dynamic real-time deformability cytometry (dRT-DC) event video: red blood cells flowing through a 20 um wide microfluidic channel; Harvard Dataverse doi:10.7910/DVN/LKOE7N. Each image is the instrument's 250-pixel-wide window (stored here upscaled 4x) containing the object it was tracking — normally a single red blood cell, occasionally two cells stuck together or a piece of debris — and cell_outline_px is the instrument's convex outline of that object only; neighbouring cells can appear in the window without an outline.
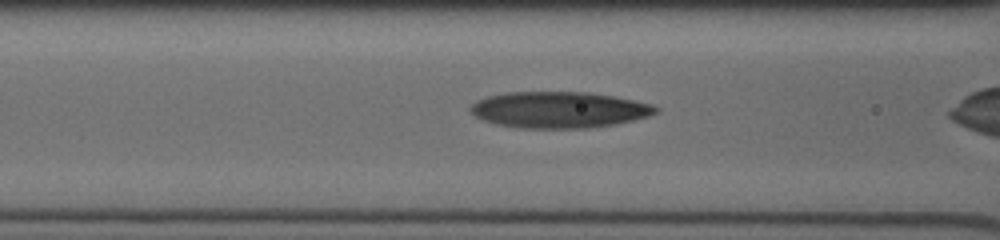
{"species": "human", "species_latin": "Homo sapiens", "temperature_condition": "cold", "stored_images_in_passage": 46, "camera_frame_rate_fps": 3000, "um_per_image_px": 0.085, "donor": {"sex": "male"}, "frame": {"image": 1, "passage_image": 28, "time_ms": 5.333, "image_size_px": [1000, 240], "cell_outline_px": [[660, 108], [656, 112], [648, 116], [616, 124], [588, 128], [520, 128], [496, 124], [484, 120], [476, 116], [468, 108], [476, 100], [488, 96], [508, 92], [588, 92], [612, 96], [652, 104]], "centroid_in_image_um": [47.5, 9.33], "position_along_channel_um": 119.1, "area_um2": 39.02}}
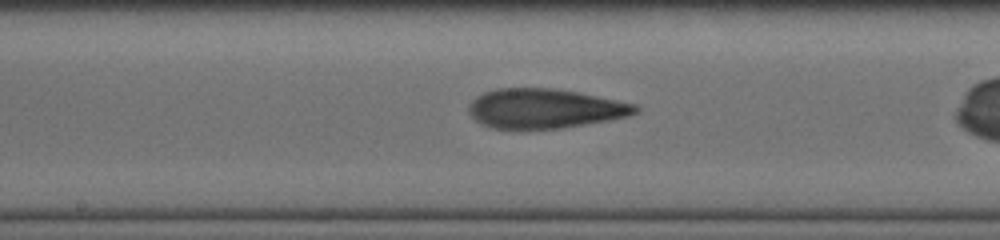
{"frame": {"image": 2, "passage_image": 43, "time_ms": 7.333, "image_size_px": [1000, 240], "cell_outline_px": [[640, 108], [636, 112], [628, 116], [608, 120], [560, 128], [492, 128], [480, 124], [468, 112], [468, 104], [476, 96], [484, 92], [496, 88], [552, 88], [576, 92], [636, 104]], "centroid_in_image_um": [46.25, 9.22], "position_along_channel_um": 201.9, "area_um2": 38.09}}